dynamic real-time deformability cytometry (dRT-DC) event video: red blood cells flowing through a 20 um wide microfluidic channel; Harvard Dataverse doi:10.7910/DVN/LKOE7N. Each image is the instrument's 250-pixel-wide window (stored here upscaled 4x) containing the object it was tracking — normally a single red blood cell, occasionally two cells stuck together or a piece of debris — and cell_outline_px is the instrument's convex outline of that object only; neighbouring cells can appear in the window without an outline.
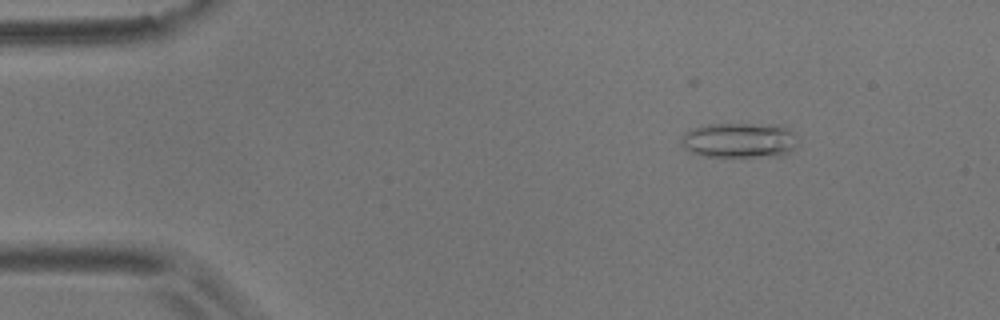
{"species": "common noctule bat (a hibernating species)", "species_latin": "Nyctalus noctula", "temperature_condition": "room temperature", "stored_images_in_passage": 14, "camera_frame_rate_fps": 3000, "um_per_image_px": 0.085, "animal": {"sex": "male", "body_mass_g": 17.9}, "frame": {"image": 1, "passage_image": 3, "time_ms": 2.333, "image_size_px": [1000, 320], "cell_outline_px": [[796, 144], [788, 152], [780, 156], [700, 156], [684, 148], [680, 144], [680, 140], [692, 128], [708, 124], [780, 124], [792, 132], [796, 136]], "centroid_in_image_um": [62.84, 11.91], "position_along_channel_um": 22.2, "area_um2": 23.76}}
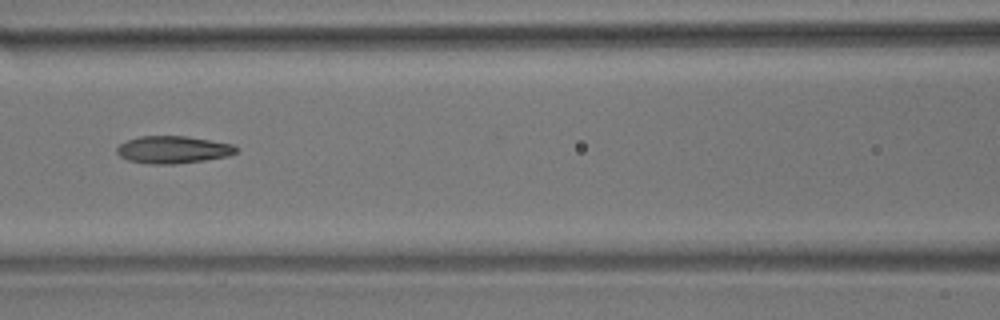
{"frame": {"image": 2, "passage_image": 7, "time_ms": 8.0, "image_size_px": [1000, 320], "cell_outline_px": [[240, 148], [236, 152], [228, 156], [204, 160], [176, 164], [148, 164], [128, 160], [120, 156], [116, 152], [116, 148], [120, 144], [128, 140], [140, 136], [184, 136], [232, 144]], "centroid_in_image_um": [14.7, 12.73], "position_along_channel_um": 151.9, "area_um2": 18.96}}
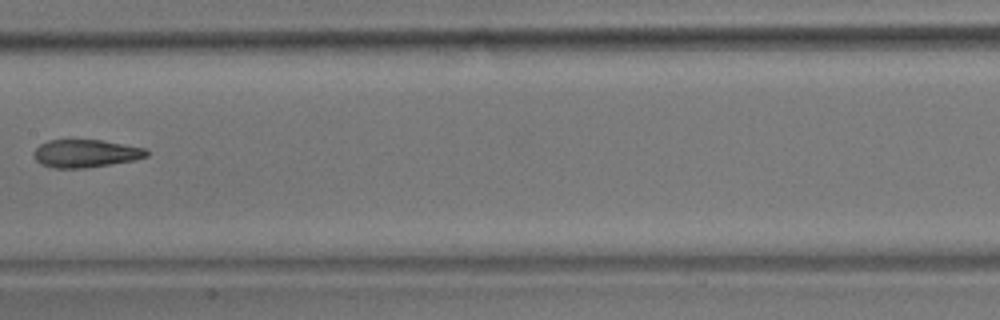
{"frame": {"image": 3, "passage_image": 8, "time_ms": 9.333, "image_size_px": [1000, 320], "cell_outline_px": [[148, 156], [132, 160], [84, 168], [56, 168], [40, 164], [32, 156], [32, 152], [40, 144], [48, 140], [100, 140], [144, 148], [148, 152]], "centroid_in_image_um": [7.21, 13.04], "position_along_channel_um": 200.2, "area_um2": 18.09}, "authors_computed_cell_mechanics": {"area_um2": 18.9006, "velocity_mm_per_s": 3.6284, "shape_relaxation_time_tau1_ms": 5.8358, "shape_relaxation_time_tau2_ms": 2.6946, "deformation_change_tau1": 0.1425, "deformation_change_tau2": 0.0887}}